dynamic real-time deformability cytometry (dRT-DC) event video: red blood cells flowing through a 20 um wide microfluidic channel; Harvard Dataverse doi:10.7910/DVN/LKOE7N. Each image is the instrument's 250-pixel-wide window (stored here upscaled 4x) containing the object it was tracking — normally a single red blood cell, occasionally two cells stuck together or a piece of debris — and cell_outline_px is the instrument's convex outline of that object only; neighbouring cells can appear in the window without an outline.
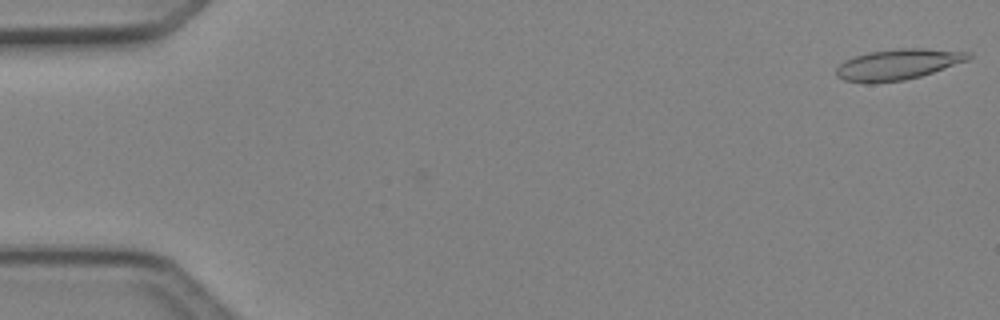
{"species": "Egyptian fruit bat (a non-hibernating species)", "species_latin": "Rousettus aegyptiacus", "temperature_condition": "cold", "stored_images_in_passage": 48, "camera_frame_rate_fps": 3000, "um_per_image_px": 0.085, "animal": {"sex": "female"}, "frame": {"image": 1, "passage_image": 1, "time_ms": 0.0, "image_size_px": [1000, 320], "cell_outline_px": [[972, 56], [968, 60], [920, 76], [904, 80], [872, 84], [868, 84], [844, 80], [836, 76], [836, 68], [844, 60], [852, 56], [868, 52], [896, 48], [924, 48], [972, 52]], "centroid_in_image_um": [76.28, 5.47], "position_along_channel_um": 8.7, "area_um2": 23.93}}
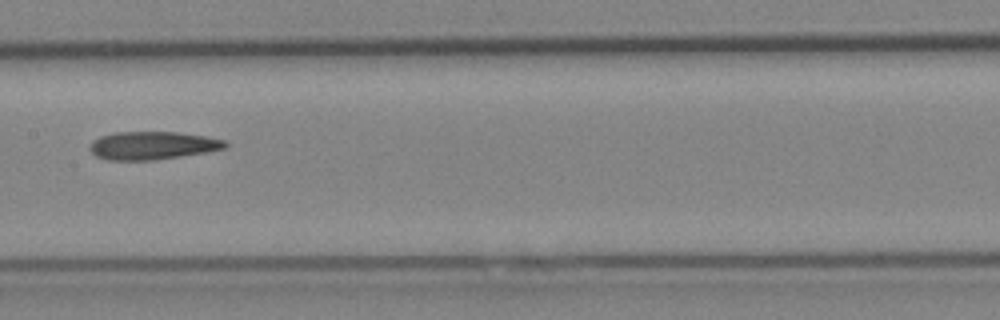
{"frame": {"image": 2, "passage_image": 25, "time_ms": 8.0, "image_size_px": [1000, 320], "cell_outline_px": [[228, 144], [224, 148], [204, 152], [180, 156], [152, 160], [108, 160], [96, 156], [88, 148], [92, 140], [100, 136], [116, 132], [176, 132], [204, 136], [224, 140]], "centroid_in_image_um": [12.9, 12.36], "position_along_channel_um": 194.5, "area_um2": 21.91}}
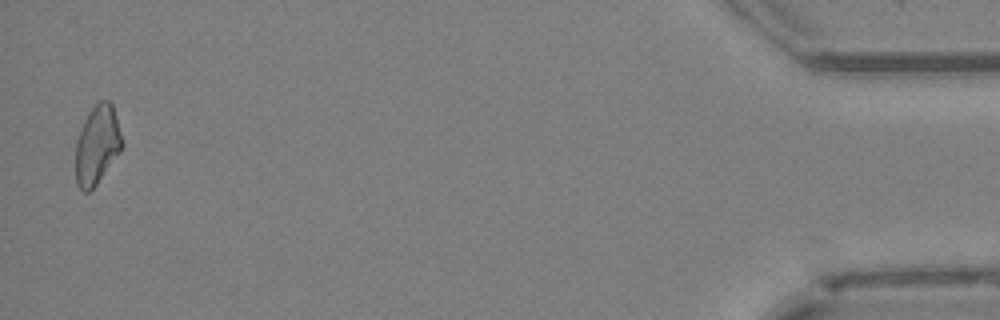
{"frame": {"image": 3, "passage_image": 48, "time_ms": 15.667, "image_size_px": [1000, 320], "cell_outline_px": [[124, 144], [120, 152], [96, 184], [88, 192], [84, 192], [76, 184], [76, 140], [84, 120], [88, 112], [100, 100], [108, 100], [112, 104]], "centroid_in_image_um": [8.25, 12.31], "position_along_channel_um": 426.9, "area_um2": 21.15}, "authors_computed_cell_mechanics": {"area_um2": 22.3108, "velocity_mm_per_s": 4.1676, "shape_relaxation_time_tau1_ms": null, "shape_relaxation_time_tau2_ms": 9.1891, "deformation_change_tau1": null, "deformation_change_tau2": 0.2151}}